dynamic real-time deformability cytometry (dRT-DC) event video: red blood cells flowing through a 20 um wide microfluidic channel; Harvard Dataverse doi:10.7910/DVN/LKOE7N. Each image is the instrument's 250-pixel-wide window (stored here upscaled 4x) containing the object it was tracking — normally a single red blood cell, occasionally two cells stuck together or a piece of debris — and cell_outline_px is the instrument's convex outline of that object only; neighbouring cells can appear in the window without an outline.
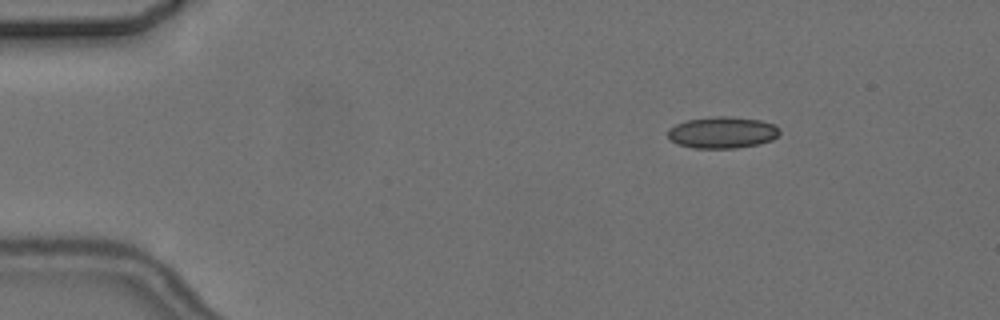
{"species": "common noctule bat (a hibernating species)", "species_latin": "Nyctalus noctula", "temperature_condition": "cold", "stored_images_in_passage": 6, "segment_of_instrument_passage": [1, 2], "camera_frame_rate_fps": 3000, "um_per_image_px": 0.085, "animal": {"sex": "female", "body_mass_g": 24.6, "forearm_length_mm": 56.2}, "frame": {"image": 1, "passage_image": 3, "time_ms": 2.667, "image_size_px": [1000, 320], "cell_outline_px": [[780, 132], [772, 140], [760, 144], [736, 148], [692, 148], [680, 144], [672, 140], [668, 136], [668, 128], [676, 124], [688, 120], [712, 116], [732, 116], [760, 120], [776, 124], [780, 128]], "centroid_in_image_um": [61.44, 11.25], "position_along_channel_um": 23.6, "area_um2": 20.69}}